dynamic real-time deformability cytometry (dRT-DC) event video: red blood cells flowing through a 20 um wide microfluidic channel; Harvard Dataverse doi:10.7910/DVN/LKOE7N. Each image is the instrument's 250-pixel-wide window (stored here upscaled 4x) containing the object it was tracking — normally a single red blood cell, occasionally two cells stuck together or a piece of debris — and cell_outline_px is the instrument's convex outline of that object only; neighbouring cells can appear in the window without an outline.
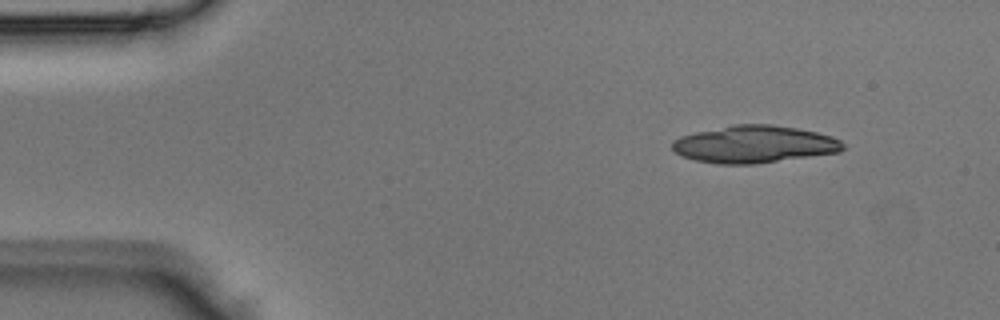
{"species": "Egyptian fruit bat (a non-hibernating species)", "species_latin": "Rousettus aegyptiacus", "temperature_condition": "room temperature", "stored_images_in_passage": 14, "camera_frame_rate_fps": 3000, "um_per_image_px": 0.085, "animal": {"sex": "male"}, "frame": {"image": 1, "passage_image": 1, "time_ms": 0.0, "image_size_px": [1000, 320], "cell_outline_px": [[844, 148], [840, 152], [756, 164], [716, 164], [696, 160], [680, 156], [672, 148], [672, 140], [680, 136], [696, 132], [732, 124], [768, 124], [796, 128], [816, 132], [832, 136], [840, 140], [844, 144]], "centroid_in_image_um": [64.1, 12.27], "position_along_channel_um": 20.9, "area_um2": 37.22}}